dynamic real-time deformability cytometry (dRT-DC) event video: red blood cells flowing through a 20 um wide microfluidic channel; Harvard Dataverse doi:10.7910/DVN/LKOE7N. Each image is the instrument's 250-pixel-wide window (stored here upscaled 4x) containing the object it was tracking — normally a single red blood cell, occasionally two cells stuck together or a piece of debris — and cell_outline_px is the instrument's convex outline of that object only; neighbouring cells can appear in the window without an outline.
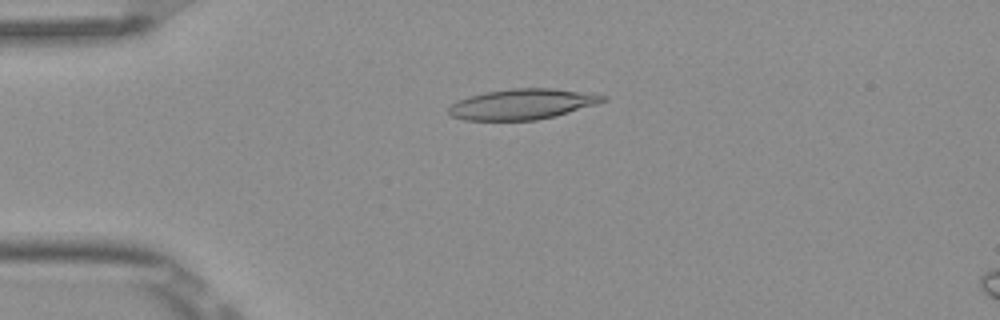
{"species": "Egyptian fruit bat (a non-hibernating species)", "species_latin": "Rousettus aegyptiacus", "temperature_condition": "room temperature", "stored_images_in_passage": 6, "camera_frame_rate_fps": 3000, "um_per_image_px": 0.085, "frame": {"image": 1, "passage_image": 4, "time_ms": 1.0, "image_size_px": [1000, 320], "cell_outline_px": [[608, 100], [596, 104], [556, 116], [536, 120], [464, 120], [452, 116], [448, 112], [448, 108], [456, 100], [468, 96], [484, 92], [512, 88], [552, 88], [608, 96]], "centroid_in_image_um": [44.36, 8.85], "position_along_channel_um": 40.6, "area_um2": 27.4}}